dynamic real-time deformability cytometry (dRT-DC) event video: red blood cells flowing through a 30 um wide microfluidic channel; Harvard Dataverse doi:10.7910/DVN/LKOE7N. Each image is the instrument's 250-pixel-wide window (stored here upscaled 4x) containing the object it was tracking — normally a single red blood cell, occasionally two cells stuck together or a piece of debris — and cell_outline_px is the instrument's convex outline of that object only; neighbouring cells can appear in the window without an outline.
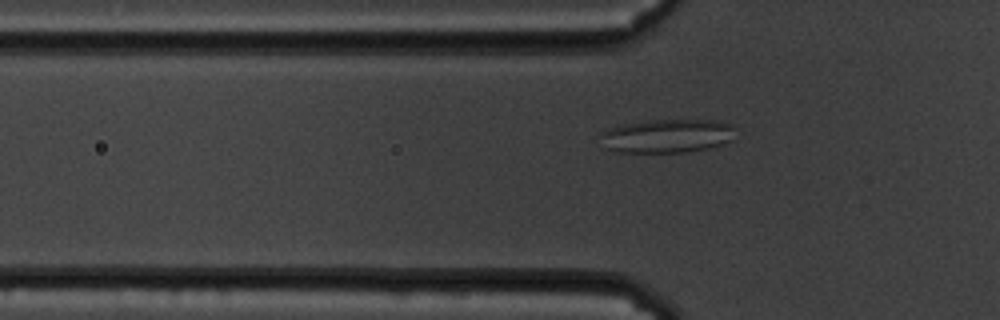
{"species": "common noctule bat (a hibernating species)", "species_latin": "Nyctalus noctula", "temperature_condition": "cold", "stored_images_in_passage": 44, "camera_frame_rate_fps": 3000, "um_per_image_px": 0.085, "animal": {"sex": "male", "body_mass_g": 19.5, "forearm_length_mm": 54.6}, "frame": {"image": 1, "passage_image": 6, "time_ms": 1.667, "image_size_px": [1000, 320], "cell_outline_px": [[732, 140], [708, 148], [688, 152], [612, 152], [600, 148], [600, 132], [608, 128], [620, 124], [644, 120], [720, 120], [732, 124]], "centroid_in_image_um": [56.57, 11.55], "position_along_channel_um": 69.2, "area_um2": 27.05}}
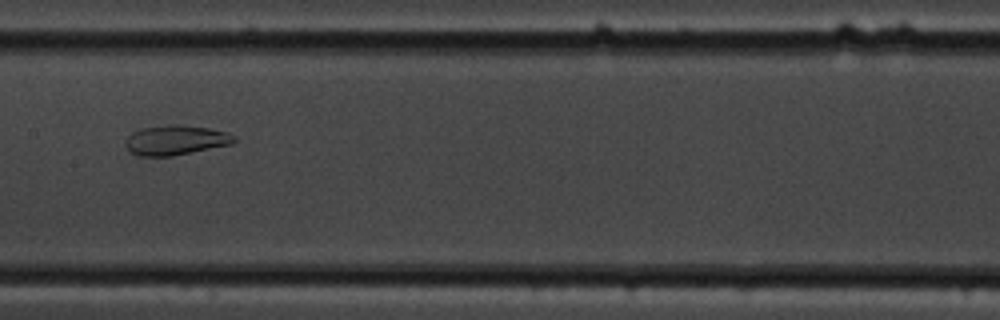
{"frame": {"image": 2, "passage_image": 17, "time_ms": 5.333, "image_size_px": [1000, 320], "cell_outline_px": [[236, 140], [232, 144], [172, 156], [136, 156], [124, 144], [128, 136], [132, 132], [140, 128], [172, 124], [180, 124], [208, 128], [228, 132], [236, 136]], "centroid_in_image_um": [14.94, 11.9], "position_along_channel_um": 192.5, "area_um2": 18.96}}
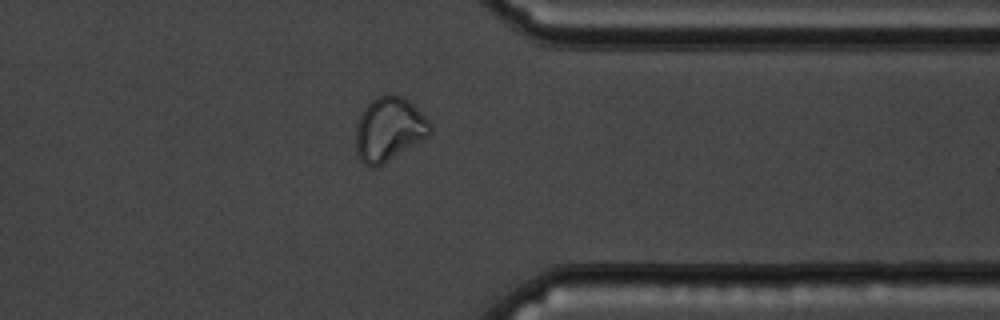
{"frame": {"image": 3, "passage_image": 34, "time_ms": 11.0, "image_size_px": [1000, 320], "cell_outline_px": [[432, 132], [428, 136], [376, 168], [372, 168], [364, 164], [360, 160], [356, 152], [356, 124], [364, 108], [376, 96], [400, 96], [408, 100], [428, 120], [432, 128]], "centroid_in_image_um": [33.04, 11.01], "position_along_channel_um": 378.4, "area_um2": 27.28}}